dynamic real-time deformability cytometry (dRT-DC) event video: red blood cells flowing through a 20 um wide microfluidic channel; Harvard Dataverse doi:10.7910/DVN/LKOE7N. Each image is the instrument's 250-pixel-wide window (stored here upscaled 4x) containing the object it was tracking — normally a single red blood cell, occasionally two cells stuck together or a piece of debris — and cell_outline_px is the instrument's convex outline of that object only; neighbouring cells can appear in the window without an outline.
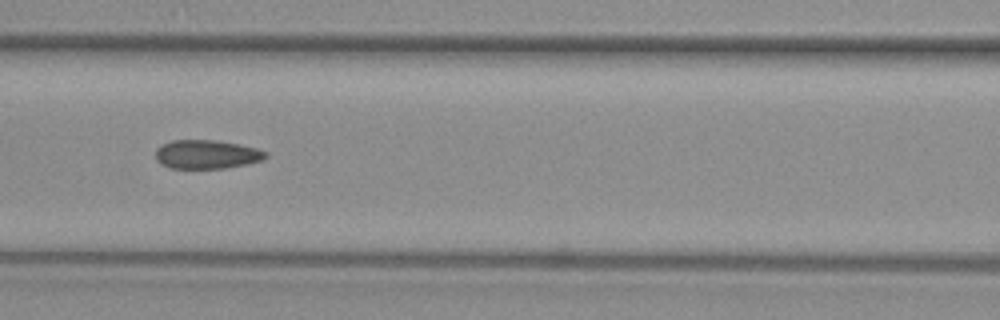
{"species": "common noctule bat (a hibernating species)", "species_latin": "Nyctalus noctula", "temperature_condition": "warm", "stored_images_in_passage": 44, "segment_of_instrument_passage": [2, 2], "camera_frame_rate_fps": 3000, "um_per_image_px": 0.085, "animal": {"sex": "female", "body_mass_g": 29.2, "forearm_length_mm": 56.3}, "frame": {"image": 1, "passage_image": 23, "time_ms": 7.333, "image_size_px": [1000, 320], "cell_outline_px": [[268, 156], [264, 160], [248, 164], [224, 168], [168, 168], [160, 164], [156, 160], [156, 148], [160, 144], [172, 140], [216, 140], [240, 144], [256, 148], [268, 152]], "centroid_in_image_um": [17.57, 13.12], "position_along_channel_um": 149.0, "area_um2": 18.79}}
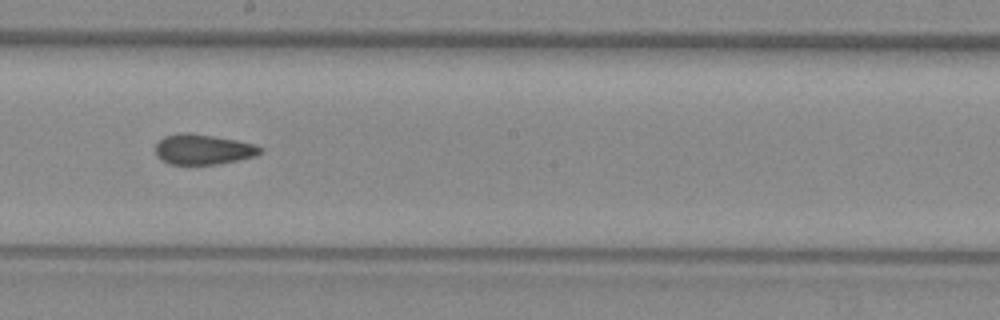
{"frame": {"image": 2, "passage_image": 29, "time_ms": 9.333, "image_size_px": [1000, 320], "cell_outline_px": [[264, 148], [256, 156], [216, 164], [168, 164], [160, 160], [156, 156], [156, 144], [164, 136], [180, 132], [188, 132], [236, 140], [256, 144]], "centroid_in_image_um": [17.24, 12.69], "position_along_channel_um": 231.0, "area_um2": 18.5}}
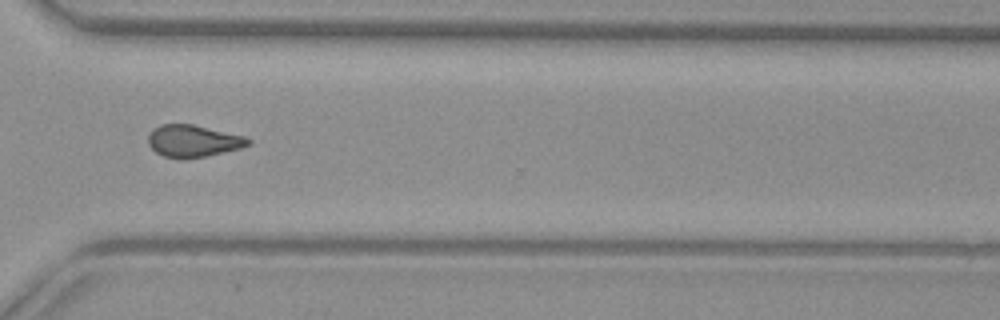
{"frame": {"image": 3, "passage_image": 38, "time_ms": 12.333, "image_size_px": [1000, 320], "cell_outline_px": [[252, 144], [240, 148], [204, 156], [184, 160], [164, 156], [156, 152], [148, 144], [148, 136], [160, 124], [192, 124], [244, 136], [252, 140]], "centroid_in_image_um": [16.43, 11.99], "position_along_channel_um": 354.2, "area_um2": 18.55}}